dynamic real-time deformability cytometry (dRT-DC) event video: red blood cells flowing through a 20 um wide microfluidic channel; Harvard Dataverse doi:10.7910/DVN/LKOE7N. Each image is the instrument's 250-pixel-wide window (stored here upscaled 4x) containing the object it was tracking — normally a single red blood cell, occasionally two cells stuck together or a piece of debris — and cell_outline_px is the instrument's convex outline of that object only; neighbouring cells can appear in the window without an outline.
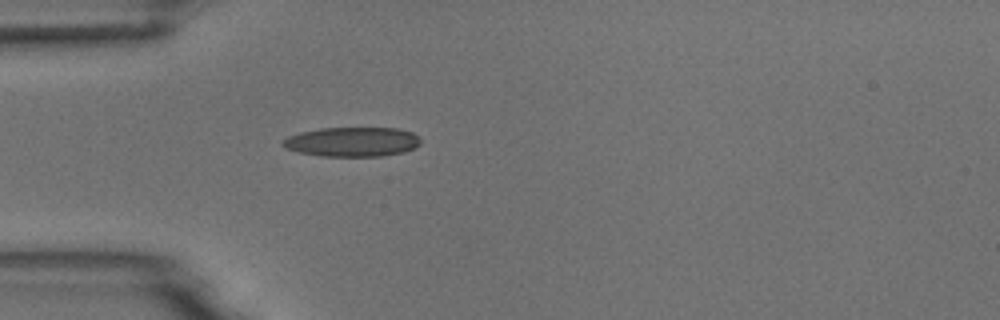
{"species": "common noctule bat (a hibernating species)", "species_latin": "Nyctalus noctula", "temperature_condition": "room temperature", "stored_images_in_passage": 1, "camera_frame_rate_fps": 3000, "um_per_image_px": 0.085, "animal": {"sex": "male", "body_mass_g": 18.8}, "frame": {"image": 1, "passage_image": 1, "time_ms": 0.0, "image_size_px": [1000, 320], "cell_outline_px": [[420, 144], [416, 148], [404, 152], [380, 156], [320, 156], [300, 152], [288, 148], [280, 144], [280, 140], [288, 136], [300, 132], [320, 128], [396, 128], [412, 132], [420, 140]], "centroid_in_image_um": [29.93, 12.05], "position_along_channel_um": 55.1, "area_um2": 23.7}}